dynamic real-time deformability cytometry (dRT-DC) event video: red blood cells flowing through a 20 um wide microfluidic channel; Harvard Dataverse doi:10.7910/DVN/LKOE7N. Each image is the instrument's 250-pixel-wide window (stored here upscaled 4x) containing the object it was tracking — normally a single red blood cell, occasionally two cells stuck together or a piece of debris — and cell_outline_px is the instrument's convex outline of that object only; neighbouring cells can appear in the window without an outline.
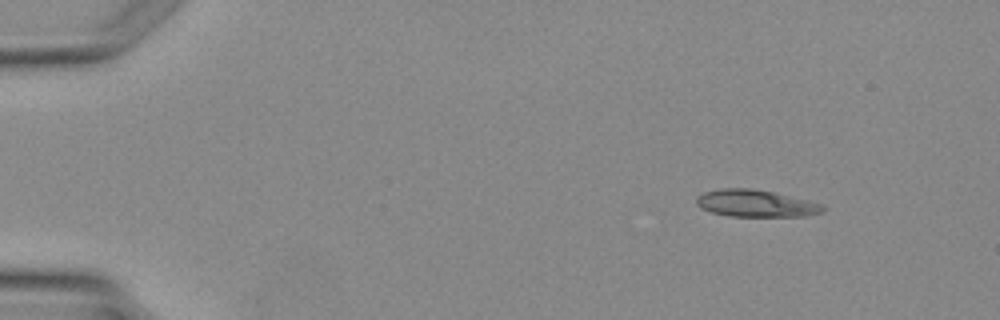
{"species": "Egyptian fruit bat (a non-hibernating species)", "species_latin": "Rousettus aegyptiacus", "temperature_condition": "warm", "stored_images_in_passage": 3, "camera_frame_rate_fps": 3000, "um_per_image_px": 0.085, "animal": {"sex": "female"}, "frame": {"image": 1, "passage_image": 1, "time_ms": 0.0, "image_size_px": [1000, 320], "cell_outline_px": [[828, 208], [824, 212], [808, 216], [728, 216], [712, 212], [700, 208], [696, 204], [696, 196], [704, 192], [720, 188], [752, 188], [772, 192], [808, 200], [824, 204]], "centroid_in_image_um": [64.27, 17.29], "position_along_channel_um": 20.7, "area_um2": 20.17}}